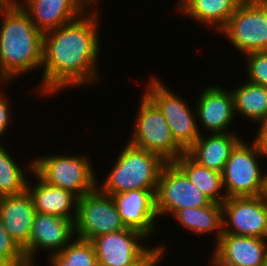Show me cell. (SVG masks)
Segmentation results:
<instances>
[{"instance_id": "obj_21", "label": "cell", "mask_w": 267, "mask_h": 266, "mask_svg": "<svg viewBox=\"0 0 267 266\" xmlns=\"http://www.w3.org/2000/svg\"><path fill=\"white\" fill-rule=\"evenodd\" d=\"M243 0H178L177 12L207 28L219 31Z\"/></svg>"}, {"instance_id": "obj_14", "label": "cell", "mask_w": 267, "mask_h": 266, "mask_svg": "<svg viewBox=\"0 0 267 266\" xmlns=\"http://www.w3.org/2000/svg\"><path fill=\"white\" fill-rule=\"evenodd\" d=\"M194 106L200 134H202L201 129L210 134L228 133L230 125H233L236 118L232 92L226 91L220 85L204 87Z\"/></svg>"}, {"instance_id": "obj_10", "label": "cell", "mask_w": 267, "mask_h": 266, "mask_svg": "<svg viewBox=\"0 0 267 266\" xmlns=\"http://www.w3.org/2000/svg\"><path fill=\"white\" fill-rule=\"evenodd\" d=\"M74 226L75 237L88 241L127 229L112 196L102 193L98 188L78 198Z\"/></svg>"}, {"instance_id": "obj_7", "label": "cell", "mask_w": 267, "mask_h": 266, "mask_svg": "<svg viewBox=\"0 0 267 266\" xmlns=\"http://www.w3.org/2000/svg\"><path fill=\"white\" fill-rule=\"evenodd\" d=\"M149 78L144 94L162 112L175 141L187 151L200 137L196 110H192L182 97L163 84V79Z\"/></svg>"}, {"instance_id": "obj_31", "label": "cell", "mask_w": 267, "mask_h": 266, "mask_svg": "<svg viewBox=\"0 0 267 266\" xmlns=\"http://www.w3.org/2000/svg\"><path fill=\"white\" fill-rule=\"evenodd\" d=\"M261 197L264 200V202L267 204V173H264V180H263V188Z\"/></svg>"}, {"instance_id": "obj_3", "label": "cell", "mask_w": 267, "mask_h": 266, "mask_svg": "<svg viewBox=\"0 0 267 266\" xmlns=\"http://www.w3.org/2000/svg\"><path fill=\"white\" fill-rule=\"evenodd\" d=\"M126 143L105 180L97 184L104 194L112 196L136 189H157L161 169L167 162L153 152Z\"/></svg>"}, {"instance_id": "obj_32", "label": "cell", "mask_w": 267, "mask_h": 266, "mask_svg": "<svg viewBox=\"0 0 267 266\" xmlns=\"http://www.w3.org/2000/svg\"><path fill=\"white\" fill-rule=\"evenodd\" d=\"M83 4H84V6L89 10V8H90V10L93 8V9H97V8H95L94 6L96 5V3H98V1H100V0H80ZM92 5H93V7H92Z\"/></svg>"}, {"instance_id": "obj_2", "label": "cell", "mask_w": 267, "mask_h": 266, "mask_svg": "<svg viewBox=\"0 0 267 266\" xmlns=\"http://www.w3.org/2000/svg\"><path fill=\"white\" fill-rule=\"evenodd\" d=\"M0 16V80L5 84L42 68L43 33L16 0H10Z\"/></svg>"}, {"instance_id": "obj_25", "label": "cell", "mask_w": 267, "mask_h": 266, "mask_svg": "<svg viewBox=\"0 0 267 266\" xmlns=\"http://www.w3.org/2000/svg\"><path fill=\"white\" fill-rule=\"evenodd\" d=\"M19 164L21 162L14 160L8 148L0 143V197L20 194L27 190L26 174L34 172V160L27 163V167H21Z\"/></svg>"}, {"instance_id": "obj_23", "label": "cell", "mask_w": 267, "mask_h": 266, "mask_svg": "<svg viewBox=\"0 0 267 266\" xmlns=\"http://www.w3.org/2000/svg\"><path fill=\"white\" fill-rule=\"evenodd\" d=\"M212 202L222 204L226 199L222 173L200 165L186 152L173 162Z\"/></svg>"}, {"instance_id": "obj_34", "label": "cell", "mask_w": 267, "mask_h": 266, "mask_svg": "<svg viewBox=\"0 0 267 266\" xmlns=\"http://www.w3.org/2000/svg\"><path fill=\"white\" fill-rule=\"evenodd\" d=\"M10 0H0V10L9 2Z\"/></svg>"}, {"instance_id": "obj_6", "label": "cell", "mask_w": 267, "mask_h": 266, "mask_svg": "<svg viewBox=\"0 0 267 266\" xmlns=\"http://www.w3.org/2000/svg\"><path fill=\"white\" fill-rule=\"evenodd\" d=\"M135 116V126L128 143L159 155L165 162H174L186 151L175 141L165 117L143 93Z\"/></svg>"}, {"instance_id": "obj_33", "label": "cell", "mask_w": 267, "mask_h": 266, "mask_svg": "<svg viewBox=\"0 0 267 266\" xmlns=\"http://www.w3.org/2000/svg\"><path fill=\"white\" fill-rule=\"evenodd\" d=\"M0 266H13L10 262L0 258Z\"/></svg>"}, {"instance_id": "obj_12", "label": "cell", "mask_w": 267, "mask_h": 266, "mask_svg": "<svg viewBox=\"0 0 267 266\" xmlns=\"http://www.w3.org/2000/svg\"><path fill=\"white\" fill-rule=\"evenodd\" d=\"M222 221L223 233L267 239V204L261 196L227 198Z\"/></svg>"}, {"instance_id": "obj_19", "label": "cell", "mask_w": 267, "mask_h": 266, "mask_svg": "<svg viewBox=\"0 0 267 266\" xmlns=\"http://www.w3.org/2000/svg\"><path fill=\"white\" fill-rule=\"evenodd\" d=\"M35 184L27 183V191L32 196L37 213L51 214L75 221L78 198L61 187L51 186L43 181L35 172Z\"/></svg>"}, {"instance_id": "obj_20", "label": "cell", "mask_w": 267, "mask_h": 266, "mask_svg": "<svg viewBox=\"0 0 267 266\" xmlns=\"http://www.w3.org/2000/svg\"><path fill=\"white\" fill-rule=\"evenodd\" d=\"M202 133L186 153L197 163L209 169L223 172L231 151L242 140L239 134Z\"/></svg>"}, {"instance_id": "obj_11", "label": "cell", "mask_w": 267, "mask_h": 266, "mask_svg": "<svg viewBox=\"0 0 267 266\" xmlns=\"http://www.w3.org/2000/svg\"><path fill=\"white\" fill-rule=\"evenodd\" d=\"M155 198L158 217L173 216L180 209L203 207L211 202L173 162L162 167Z\"/></svg>"}, {"instance_id": "obj_29", "label": "cell", "mask_w": 267, "mask_h": 266, "mask_svg": "<svg viewBox=\"0 0 267 266\" xmlns=\"http://www.w3.org/2000/svg\"><path fill=\"white\" fill-rule=\"evenodd\" d=\"M4 92L5 91H2V88H0V138L8 131V127L11 124L10 118L12 117V113L10 112L11 104H9V99L7 95L5 97Z\"/></svg>"}, {"instance_id": "obj_26", "label": "cell", "mask_w": 267, "mask_h": 266, "mask_svg": "<svg viewBox=\"0 0 267 266\" xmlns=\"http://www.w3.org/2000/svg\"><path fill=\"white\" fill-rule=\"evenodd\" d=\"M75 238L60 252L48 256L50 266H98L93 243Z\"/></svg>"}, {"instance_id": "obj_16", "label": "cell", "mask_w": 267, "mask_h": 266, "mask_svg": "<svg viewBox=\"0 0 267 266\" xmlns=\"http://www.w3.org/2000/svg\"><path fill=\"white\" fill-rule=\"evenodd\" d=\"M156 190L136 189L112 195L126 227L138 230L148 238L157 231Z\"/></svg>"}, {"instance_id": "obj_15", "label": "cell", "mask_w": 267, "mask_h": 266, "mask_svg": "<svg viewBox=\"0 0 267 266\" xmlns=\"http://www.w3.org/2000/svg\"><path fill=\"white\" fill-rule=\"evenodd\" d=\"M34 202L30 193L0 197V219L4 228L24 251L26 261L30 266V235L36 215Z\"/></svg>"}, {"instance_id": "obj_24", "label": "cell", "mask_w": 267, "mask_h": 266, "mask_svg": "<svg viewBox=\"0 0 267 266\" xmlns=\"http://www.w3.org/2000/svg\"><path fill=\"white\" fill-rule=\"evenodd\" d=\"M231 92L235 116L240 114L243 118L245 117L257 124L267 121V87L255 85L245 80Z\"/></svg>"}, {"instance_id": "obj_5", "label": "cell", "mask_w": 267, "mask_h": 266, "mask_svg": "<svg viewBox=\"0 0 267 266\" xmlns=\"http://www.w3.org/2000/svg\"><path fill=\"white\" fill-rule=\"evenodd\" d=\"M34 160V172L47 184L70 191L77 198L97 188V176L85 155H44ZM96 176V177H95Z\"/></svg>"}, {"instance_id": "obj_28", "label": "cell", "mask_w": 267, "mask_h": 266, "mask_svg": "<svg viewBox=\"0 0 267 266\" xmlns=\"http://www.w3.org/2000/svg\"><path fill=\"white\" fill-rule=\"evenodd\" d=\"M0 258L13 266H29L24 251L15 243L0 219Z\"/></svg>"}, {"instance_id": "obj_1", "label": "cell", "mask_w": 267, "mask_h": 266, "mask_svg": "<svg viewBox=\"0 0 267 266\" xmlns=\"http://www.w3.org/2000/svg\"><path fill=\"white\" fill-rule=\"evenodd\" d=\"M99 17L96 9L87 10L76 20L43 33V77L36 90L40 96L100 83Z\"/></svg>"}, {"instance_id": "obj_18", "label": "cell", "mask_w": 267, "mask_h": 266, "mask_svg": "<svg viewBox=\"0 0 267 266\" xmlns=\"http://www.w3.org/2000/svg\"><path fill=\"white\" fill-rule=\"evenodd\" d=\"M36 28L45 33L68 24L88 9L80 0H16Z\"/></svg>"}, {"instance_id": "obj_30", "label": "cell", "mask_w": 267, "mask_h": 266, "mask_svg": "<svg viewBox=\"0 0 267 266\" xmlns=\"http://www.w3.org/2000/svg\"><path fill=\"white\" fill-rule=\"evenodd\" d=\"M258 132L254 135V141L257 143L260 153L264 159L267 158V121L258 124Z\"/></svg>"}, {"instance_id": "obj_36", "label": "cell", "mask_w": 267, "mask_h": 266, "mask_svg": "<svg viewBox=\"0 0 267 266\" xmlns=\"http://www.w3.org/2000/svg\"><path fill=\"white\" fill-rule=\"evenodd\" d=\"M262 266H267V260L263 263Z\"/></svg>"}, {"instance_id": "obj_22", "label": "cell", "mask_w": 267, "mask_h": 266, "mask_svg": "<svg viewBox=\"0 0 267 266\" xmlns=\"http://www.w3.org/2000/svg\"><path fill=\"white\" fill-rule=\"evenodd\" d=\"M171 217L177 220L183 229L196 236L213 232L215 244L223 234L222 204L217 202L211 201L208 205L198 208H183Z\"/></svg>"}, {"instance_id": "obj_13", "label": "cell", "mask_w": 267, "mask_h": 266, "mask_svg": "<svg viewBox=\"0 0 267 266\" xmlns=\"http://www.w3.org/2000/svg\"><path fill=\"white\" fill-rule=\"evenodd\" d=\"M210 257V266H262L267 260V239L223 233Z\"/></svg>"}, {"instance_id": "obj_35", "label": "cell", "mask_w": 267, "mask_h": 266, "mask_svg": "<svg viewBox=\"0 0 267 266\" xmlns=\"http://www.w3.org/2000/svg\"><path fill=\"white\" fill-rule=\"evenodd\" d=\"M243 2H267V0H243Z\"/></svg>"}, {"instance_id": "obj_27", "label": "cell", "mask_w": 267, "mask_h": 266, "mask_svg": "<svg viewBox=\"0 0 267 266\" xmlns=\"http://www.w3.org/2000/svg\"><path fill=\"white\" fill-rule=\"evenodd\" d=\"M247 58V82L267 87V51L244 54Z\"/></svg>"}, {"instance_id": "obj_9", "label": "cell", "mask_w": 267, "mask_h": 266, "mask_svg": "<svg viewBox=\"0 0 267 266\" xmlns=\"http://www.w3.org/2000/svg\"><path fill=\"white\" fill-rule=\"evenodd\" d=\"M219 32L243 54L267 51V2H243Z\"/></svg>"}, {"instance_id": "obj_17", "label": "cell", "mask_w": 267, "mask_h": 266, "mask_svg": "<svg viewBox=\"0 0 267 266\" xmlns=\"http://www.w3.org/2000/svg\"><path fill=\"white\" fill-rule=\"evenodd\" d=\"M74 223L55 215L36 213L30 235V266H37L34 256L39 250L51 256L66 247L75 237Z\"/></svg>"}, {"instance_id": "obj_8", "label": "cell", "mask_w": 267, "mask_h": 266, "mask_svg": "<svg viewBox=\"0 0 267 266\" xmlns=\"http://www.w3.org/2000/svg\"><path fill=\"white\" fill-rule=\"evenodd\" d=\"M250 144L242 139L225 164L222 179L227 198L261 196L264 171L258 160L262 155L254 140Z\"/></svg>"}, {"instance_id": "obj_4", "label": "cell", "mask_w": 267, "mask_h": 266, "mask_svg": "<svg viewBox=\"0 0 267 266\" xmlns=\"http://www.w3.org/2000/svg\"><path fill=\"white\" fill-rule=\"evenodd\" d=\"M148 237L142 232L127 228L100 235L94 245L98 266H157L163 260L166 245L157 243L148 247Z\"/></svg>"}]
</instances>
